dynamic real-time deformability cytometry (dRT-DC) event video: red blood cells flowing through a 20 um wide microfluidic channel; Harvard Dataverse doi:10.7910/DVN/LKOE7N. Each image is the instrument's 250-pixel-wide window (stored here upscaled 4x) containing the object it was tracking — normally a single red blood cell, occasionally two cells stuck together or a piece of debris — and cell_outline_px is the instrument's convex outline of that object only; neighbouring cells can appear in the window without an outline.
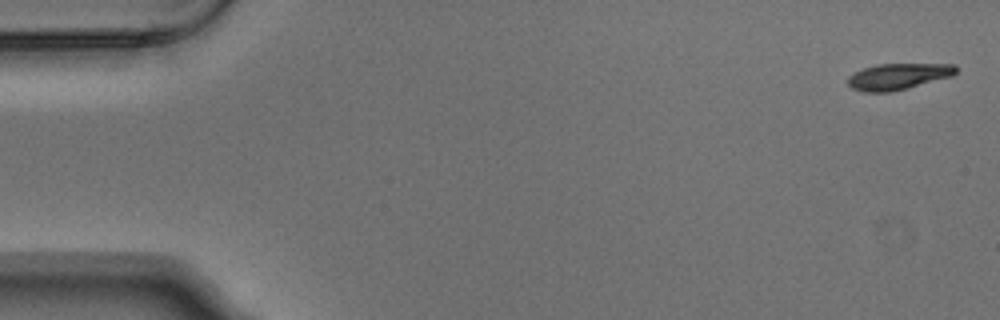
{"species": "Egyptian fruit bat (a non-hibernating species)", "species_latin": "Rousettus aegyptiacus", "temperature_condition": "warm", "stored_images_in_passage": 5, "camera_frame_rate_fps": 3000, "um_per_image_px": 0.085, "animal": {"sex": "male"}, "frame": {"image": 1, "passage_image": 1, "time_ms": 0.0, "image_size_px": [1000, 320], "cell_outline_px": [[956, 72], [952, 76], [908, 88], [892, 92], [864, 92], [852, 88], [848, 84], [848, 76], [864, 68], [876, 64], [956, 64]], "centroid_in_image_um": [76.34, 6.5], "position_along_channel_um": 8.7, "area_um2": 16.47}}
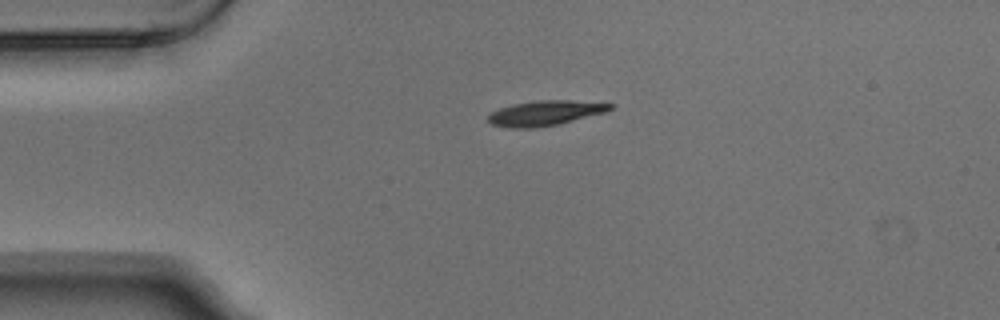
{"frame": {"image": 2, "passage_image": 4, "time_ms": 1.0, "image_size_px": [1000, 320], "cell_outline_px": [[616, 104], [612, 108], [604, 112], [560, 124], [536, 128], [508, 128], [492, 124], [488, 120], [488, 116], [492, 112], [500, 108], [512, 104], [540, 100], [572, 100]], "centroid_in_image_um": [46.34, 9.61], "position_along_channel_um": 38.7, "area_um2": 17.74}}